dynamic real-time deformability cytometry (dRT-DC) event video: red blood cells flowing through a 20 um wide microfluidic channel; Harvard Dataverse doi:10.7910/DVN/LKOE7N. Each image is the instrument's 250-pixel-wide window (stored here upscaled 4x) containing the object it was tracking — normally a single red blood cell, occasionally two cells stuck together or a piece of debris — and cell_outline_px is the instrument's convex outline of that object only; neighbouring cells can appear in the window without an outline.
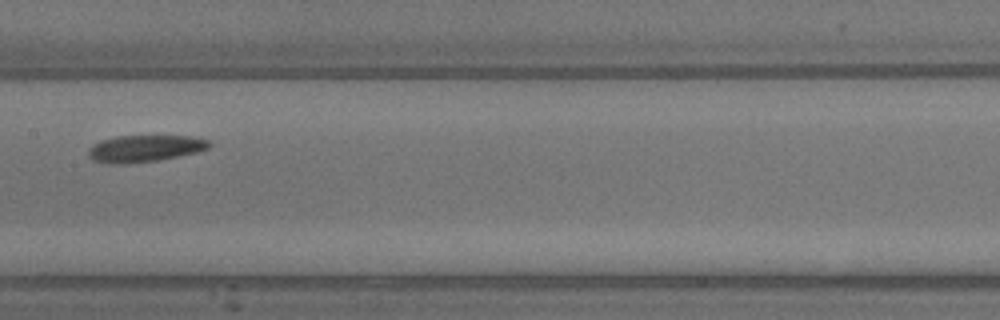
{"species": "common noctule bat (a hibernating species)", "species_latin": "Nyctalus noctula", "temperature_condition": "warm", "stored_images_in_passage": 17, "camera_frame_rate_fps": 3000, "um_per_image_px": 0.085, "animal": {"sex": "male", "body_mass_g": 13.3}, "frame": {"image": 1, "passage_image": 8, "time_ms": 2.333, "image_size_px": [1000, 320], "cell_outline_px": [[212, 144], [208, 148], [196, 152], [180, 156], [156, 160], [124, 164], [112, 164], [92, 160], [88, 156], [88, 148], [100, 140], [116, 136], [192, 136], [208, 140]], "centroid_in_image_um": [12.28, 12.62], "position_along_channel_um": 195.1, "area_um2": 18.9}}
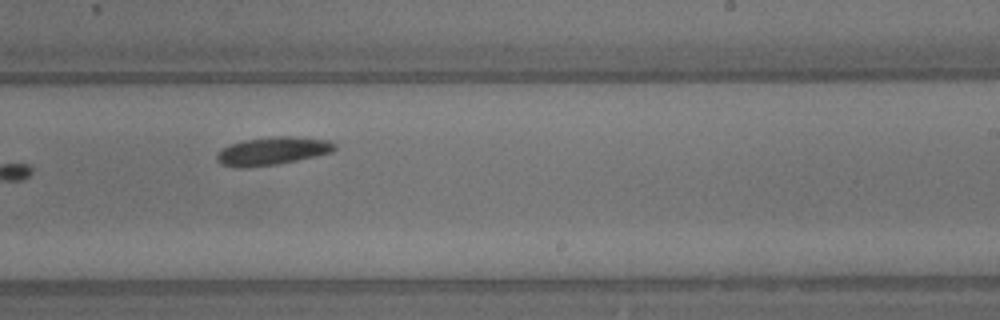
{"frame": {"image": 2, "passage_image": 10, "time_ms": 3.0, "image_size_px": [1000, 320], "cell_outline_px": [[336, 148], [332, 152], [316, 156], [276, 164], [240, 168], [232, 168], [220, 164], [216, 160], [216, 156], [224, 148], [232, 144], [244, 140], [280, 136], [288, 136], [328, 140], [336, 144]], "centroid_in_image_um": [23.15, 12.85], "position_along_channel_um": 265.8, "area_um2": 18.96}}